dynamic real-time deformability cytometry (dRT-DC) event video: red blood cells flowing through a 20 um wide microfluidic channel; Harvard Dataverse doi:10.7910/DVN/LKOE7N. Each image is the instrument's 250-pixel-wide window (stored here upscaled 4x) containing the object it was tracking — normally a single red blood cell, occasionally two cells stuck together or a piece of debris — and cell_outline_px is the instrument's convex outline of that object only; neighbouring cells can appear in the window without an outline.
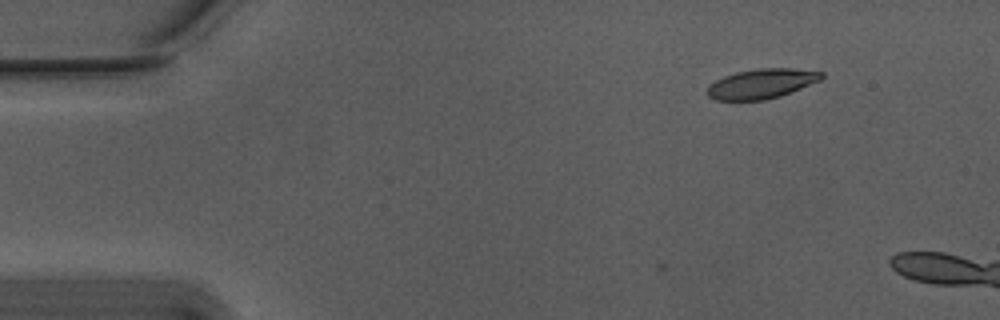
{"species": "Egyptian fruit bat (a non-hibernating species)", "species_latin": "Rousettus aegyptiacus", "temperature_condition": "warm", "stored_images_in_passage": 3, "camera_frame_rate_fps": 3000, "um_per_image_px": 0.085, "animal": {"sex": "male"}, "frame": {"image": 1, "passage_image": 1, "time_ms": 0.0, "image_size_px": [1000, 320], "cell_outline_px": [[824, 76], [820, 80], [780, 96], [764, 100], [716, 100], [708, 96], [708, 88], [716, 80], [724, 76], [736, 72], [760, 68], [792, 68], [824, 72]], "centroid_in_image_um": [64.75, 7.11], "position_along_channel_um": 20.3, "area_um2": 19.54}}